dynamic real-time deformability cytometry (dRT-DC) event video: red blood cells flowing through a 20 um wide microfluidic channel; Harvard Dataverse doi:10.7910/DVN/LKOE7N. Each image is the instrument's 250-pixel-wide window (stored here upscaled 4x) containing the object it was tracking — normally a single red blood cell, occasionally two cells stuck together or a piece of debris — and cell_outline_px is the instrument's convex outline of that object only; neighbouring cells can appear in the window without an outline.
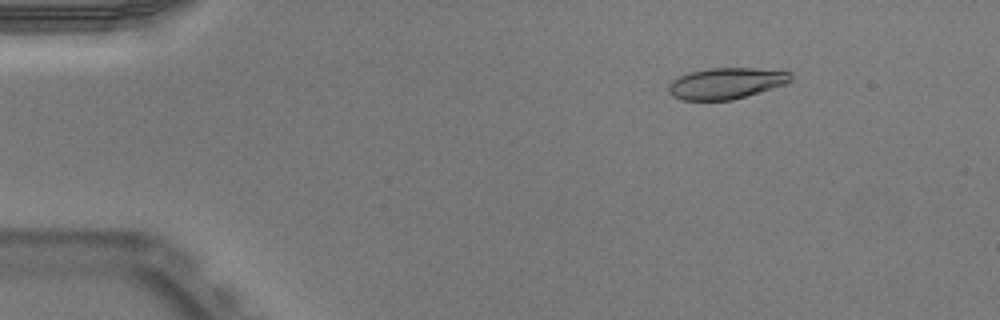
{"species": "Egyptian fruit bat (a non-hibernating species)", "species_latin": "Rousettus aegyptiacus", "temperature_condition": "warm", "stored_images_in_passage": 17, "camera_frame_rate_fps": 3000, "um_per_image_px": 0.085, "animal": {"sex": "male"}, "frame": {"image": 1, "passage_image": 8, "time_ms": 2.333, "image_size_px": [1000, 320], "cell_outline_px": [[792, 80], [784, 84], [772, 88], [732, 100], [684, 100], [672, 96], [668, 92], [668, 84], [672, 80], [688, 72], [708, 68], [752, 68], [792, 72]], "centroid_in_image_um": [61.68, 7.08], "position_along_channel_um": 23.3, "area_um2": 22.14}}